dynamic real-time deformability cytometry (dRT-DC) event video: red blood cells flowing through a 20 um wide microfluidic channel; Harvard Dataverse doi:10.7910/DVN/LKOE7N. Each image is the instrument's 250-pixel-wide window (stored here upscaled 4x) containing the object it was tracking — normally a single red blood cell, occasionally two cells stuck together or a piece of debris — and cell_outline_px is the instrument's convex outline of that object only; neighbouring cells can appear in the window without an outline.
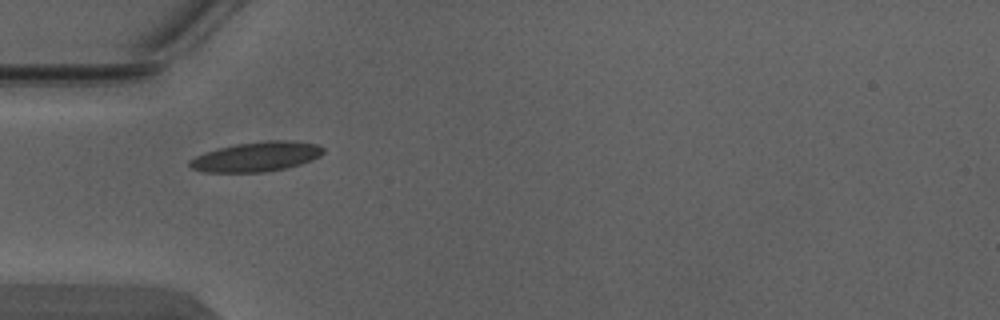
{"species": "Egyptian fruit bat (a non-hibernating species)", "species_latin": "Rousettus aegyptiacus", "temperature_condition": "warm", "stored_images_in_passage": 2, "camera_frame_rate_fps": 3000, "um_per_image_px": 0.085, "animal": {"sex": "male"}, "frame": {"image": 1, "passage_image": 1, "time_ms": 0.0, "image_size_px": [1000, 320], "cell_outline_px": [[324, 152], [320, 156], [312, 160], [300, 164], [284, 168], [264, 172], [204, 172], [192, 168], [188, 164], [188, 160], [204, 152], [236, 144], [268, 140], [288, 140], [316, 144], [324, 148]], "centroid_in_image_um": [21.79, 13.32], "position_along_channel_um": 63.2, "area_um2": 23.0}}
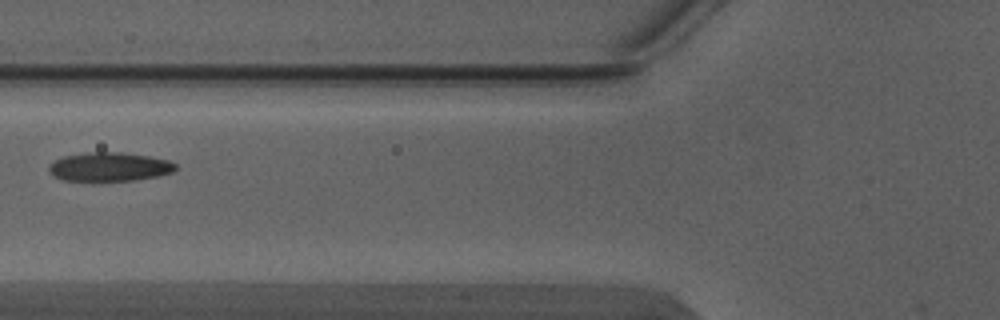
{"frame": {"image": 2, "passage_image": 2, "time_ms": 0.333, "image_size_px": [1000, 320], "cell_outline_px": [[176, 168], [172, 172], [160, 176], [136, 180], [64, 180], [52, 176], [48, 172], [48, 168], [56, 160], [64, 156], [88, 152], [124, 152], [148, 156], [168, 160], [176, 164]], "centroid_in_image_um": [9.31, 14.17], "position_along_channel_um": 116.5, "area_um2": 21.21}}